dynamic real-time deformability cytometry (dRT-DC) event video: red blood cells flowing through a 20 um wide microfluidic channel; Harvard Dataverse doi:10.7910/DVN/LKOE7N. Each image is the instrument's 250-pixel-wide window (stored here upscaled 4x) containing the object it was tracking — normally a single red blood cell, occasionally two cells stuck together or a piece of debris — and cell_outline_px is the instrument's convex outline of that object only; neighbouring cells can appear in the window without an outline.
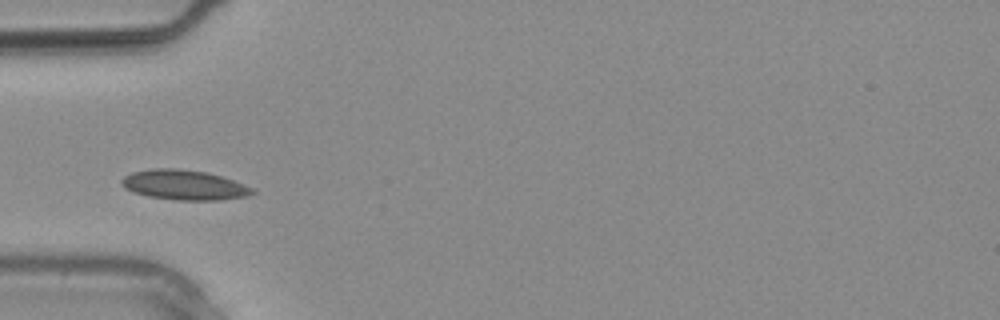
{"species": "common noctule bat (a hibernating species)", "species_latin": "Nyctalus noctula", "temperature_condition": "warm", "stored_images_in_passage": 9, "camera_frame_rate_fps": 3000, "um_per_image_px": 0.085, "animal": {"sex": "male", "body_mass_g": 20.4}, "frame": {"image": 1, "passage_image": 6, "time_ms": 1.667, "image_size_px": [1000, 320], "cell_outline_px": [[256, 192], [248, 196], [220, 200], [176, 200], [148, 196], [132, 192], [124, 188], [120, 184], [120, 180], [124, 176], [132, 172], [152, 168], [180, 168], [208, 172], [232, 180], [252, 188]], "centroid_in_image_um": [15.61, 15.71], "position_along_channel_um": 69.4, "area_um2": 22.95}}
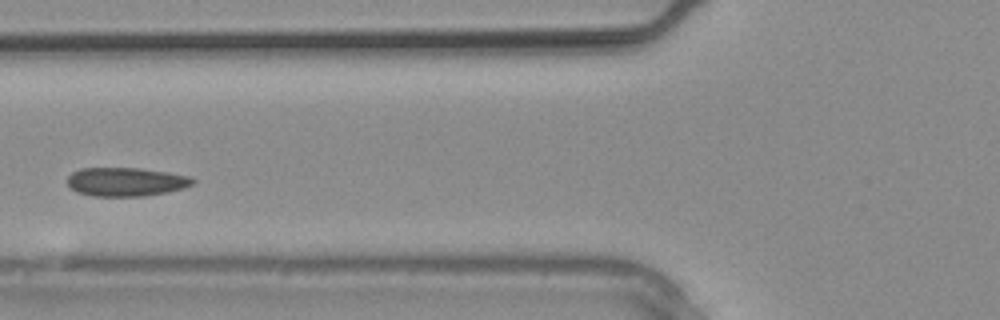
{"frame": {"image": 2, "passage_image": 8, "time_ms": 2.333, "image_size_px": [1000, 320], "cell_outline_px": [[196, 180], [192, 184], [184, 188], [168, 192], [144, 196], [92, 196], [76, 192], [68, 184], [68, 176], [72, 172], [80, 168], [140, 168], [168, 172], [188, 176]], "centroid_in_image_um": [10.7, 15.45], "position_along_channel_um": 115.1, "area_um2": 21.04}}